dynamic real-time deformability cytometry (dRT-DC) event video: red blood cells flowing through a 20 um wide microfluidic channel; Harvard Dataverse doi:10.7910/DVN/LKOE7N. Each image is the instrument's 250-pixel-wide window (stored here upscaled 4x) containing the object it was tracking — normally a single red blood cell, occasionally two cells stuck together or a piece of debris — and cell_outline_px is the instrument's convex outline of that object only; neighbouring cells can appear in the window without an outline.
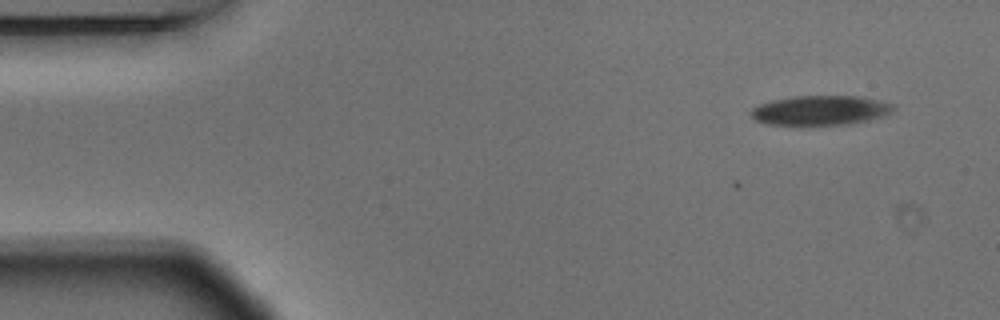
{"species": "Egyptian fruit bat (a non-hibernating species)", "species_latin": "Rousettus aegyptiacus", "temperature_condition": "warm", "stored_images_in_passage": 7, "camera_frame_rate_fps": 3000, "um_per_image_px": 0.085, "animal": {"sex": "male"}, "frame": {"image": 1, "passage_image": 1, "time_ms": 0.0, "image_size_px": [1000, 320], "cell_outline_px": [[896, 108], [892, 112], [868, 120], [848, 124], [768, 124], [756, 120], [748, 112], [752, 108], [760, 104], [772, 100], [792, 96], [856, 96], [880, 100], [896, 104]], "centroid_in_image_um": [69.75, 9.36], "position_along_channel_um": 15.3, "area_um2": 24.39}}